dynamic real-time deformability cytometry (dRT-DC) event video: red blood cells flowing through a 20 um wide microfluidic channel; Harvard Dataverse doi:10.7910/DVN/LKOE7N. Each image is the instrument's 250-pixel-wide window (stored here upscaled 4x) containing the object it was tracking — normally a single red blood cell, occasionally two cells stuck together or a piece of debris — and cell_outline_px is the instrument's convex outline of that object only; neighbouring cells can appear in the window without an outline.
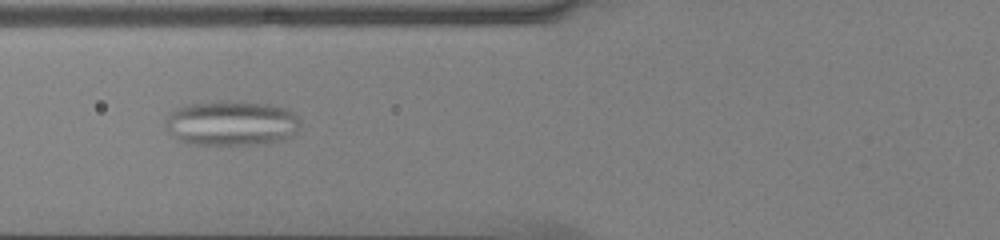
{"species": "common noctule bat (a hibernating species)", "species_latin": "Nyctalus noctula", "temperature_condition": "cold", "stored_images_in_passage": 39, "camera_frame_rate_fps": 3000, "um_per_image_px": 0.085, "animal": {"sex": "male", "body_mass_g": 13.0, "forearm_length_mm": 53.1}, "frame": {"image": 1, "passage_image": 8, "time_ms": 2.333, "image_size_px": [1000, 240], "cell_outline_px": [[300, 128], [296, 132], [284, 140], [268, 144], [188, 144], [180, 140], [168, 132], [164, 124], [164, 120], [168, 112], [176, 108], [188, 104], [228, 100], [268, 104], [288, 108], [300, 120]], "centroid_in_image_um": [19.67, 10.46], "position_along_channel_um": 106.1, "area_um2": 35.84}}
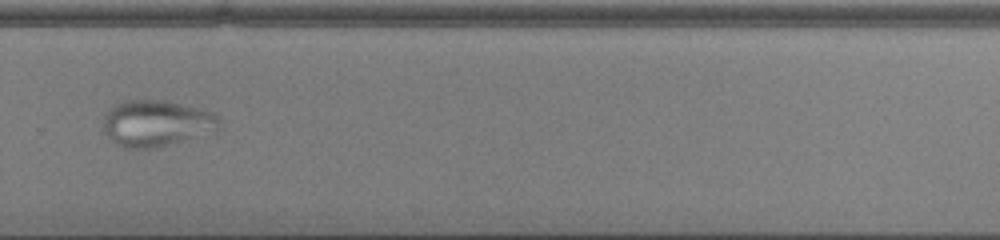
{"frame": {"image": 2, "passage_image": 24, "time_ms": 7.667, "image_size_px": [1000, 240], "cell_outline_px": [[220, 128], [216, 136], [148, 148], [124, 148], [116, 144], [108, 136], [104, 128], [104, 116], [108, 108], [124, 100], [164, 100], [212, 112], [220, 120]], "centroid_in_image_um": [13.39, 10.51], "position_along_channel_um": 316.4, "area_um2": 31.96}}
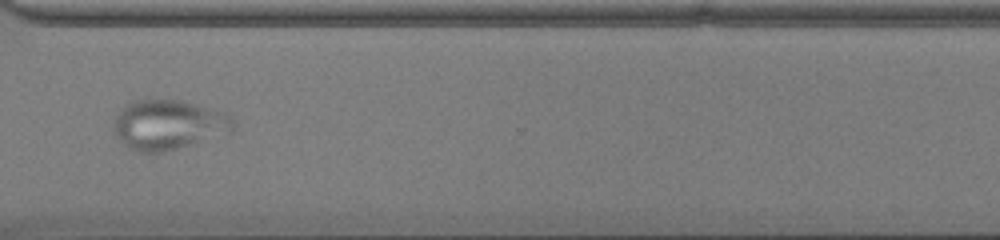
{"frame": {"image": 3, "passage_image": 27, "time_ms": 8.667, "image_size_px": [1000, 240], "cell_outline_px": [[236, 124], [232, 128], [188, 144], [164, 152], [140, 152], [128, 148], [116, 136], [112, 128], [112, 120], [120, 108], [136, 100], [180, 100], [224, 112]], "centroid_in_image_um": [14.16, 10.58], "position_along_channel_um": 356.4, "area_um2": 33.7}}